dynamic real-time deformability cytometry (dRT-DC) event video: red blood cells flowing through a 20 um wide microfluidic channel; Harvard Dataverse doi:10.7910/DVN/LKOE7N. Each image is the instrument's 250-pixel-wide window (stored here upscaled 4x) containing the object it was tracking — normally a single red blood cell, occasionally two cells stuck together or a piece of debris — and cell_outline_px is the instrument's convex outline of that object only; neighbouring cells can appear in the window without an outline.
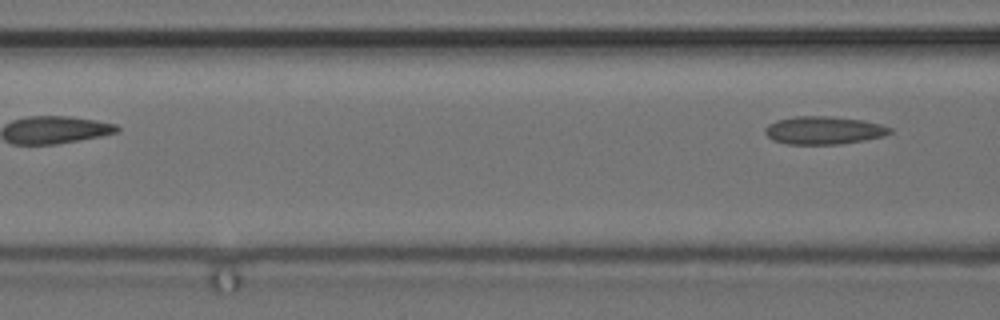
{"species": "common noctule bat (a hibernating species)", "species_latin": "Nyctalus noctula", "temperature_condition": "cold", "stored_images_in_passage": 4, "camera_frame_rate_fps": 3000, "um_per_image_px": 0.085, "animal": {"sex": "female", "body_mass_g": 24.6, "forearm_length_mm": 56.2}, "frame": {"image": 1, "passage_image": 4, "time_ms": 1.0, "image_size_px": [1000, 320], "cell_outline_px": [[892, 132], [884, 136], [864, 140], [840, 144], [788, 144], [772, 140], [764, 132], [764, 128], [768, 124], [776, 120], [796, 116], [832, 116], [864, 120], [880, 124], [892, 128]], "centroid_in_image_um": [70.01, 11.07], "position_along_channel_um": 96.6, "area_um2": 20.46}}